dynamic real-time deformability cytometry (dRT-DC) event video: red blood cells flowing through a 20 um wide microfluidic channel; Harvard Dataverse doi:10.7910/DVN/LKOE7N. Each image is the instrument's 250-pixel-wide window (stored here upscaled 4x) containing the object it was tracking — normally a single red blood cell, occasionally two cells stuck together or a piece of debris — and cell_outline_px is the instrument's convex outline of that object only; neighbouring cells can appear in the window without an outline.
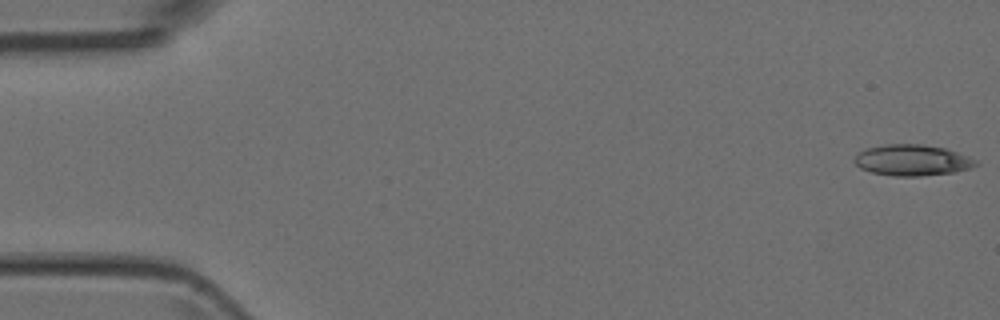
{"species": "Egyptian fruit bat (a non-hibernating species)", "species_latin": "Rousettus aegyptiacus", "temperature_condition": "room temperature", "stored_images_in_passage": 5, "camera_frame_rate_fps": 3000, "um_per_image_px": 0.085, "animal": {"sex": "female"}, "frame": {"image": 1, "passage_image": 1, "time_ms": 0.0, "image_size_px": [1000, 320], "cell_outline_px": [[980, 164], [956, 172], [920, 176], [892, 176], [872, 172], [860, 168], [852, 160], [864, 148], [884, 144], [920, 144], [944, 148], [968, 156], [976, 160]], "centroid_in_image_um": [77.52, 13.61], "position_along_channel_um": 7.5, "area_um2": 21.96}}
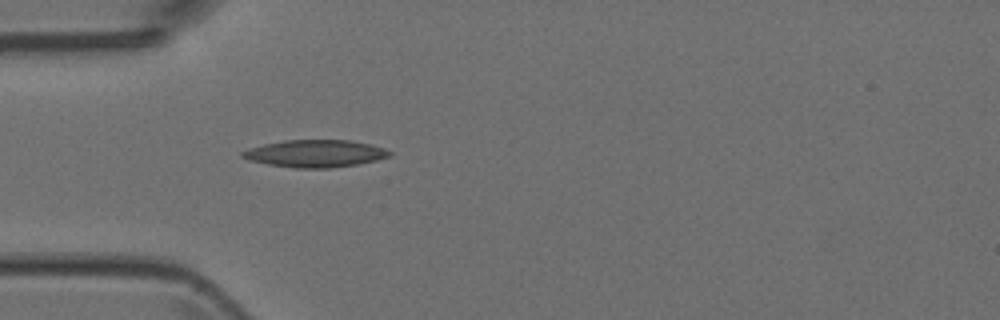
{"frame": {"image": 2, "passage_image": 5, "time_ms": 4.667, "image_size_px": [1000, 320], "cell_outline_px": [[392, 156], [376, 160], [356, 164], [328, 168], [296, 168], [268, 164], [248, 160], [240, 156], [240, 152], [248, 148], [264, 144], [284, 140], [348, 140], [368, 144], [384, 148], [392, 152]], "centroid_in_image_um": [26.76, 13.05], "position_along_channel_um": 58.2, "area_um2": 23.35}}